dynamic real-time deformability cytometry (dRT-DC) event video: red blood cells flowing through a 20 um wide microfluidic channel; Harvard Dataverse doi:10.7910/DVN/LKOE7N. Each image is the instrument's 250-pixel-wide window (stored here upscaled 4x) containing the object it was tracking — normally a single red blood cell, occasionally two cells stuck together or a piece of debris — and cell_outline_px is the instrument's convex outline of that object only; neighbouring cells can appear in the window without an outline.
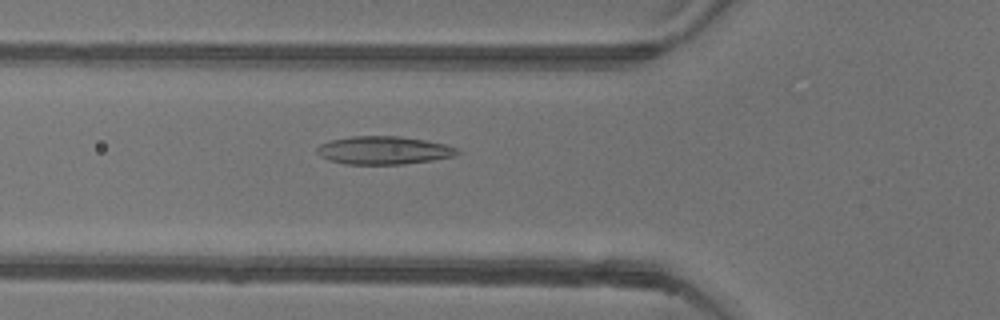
{"species": "common noctule bat (a hibernating species)", "species_latin": "Nyctalus noctula", "temperature_condition": "warm", "stored_images_in_passage": 52, "camera_frame_rate_fps": 3000, "um_per_image_px": 0.085, "animal": {"sex": "female"}, "frame": {"image": 1, "passage_image": 18, "time_ms": 5.667, "image_size_px": [1000, 320], "cell_outline_px": [[460, 152], [452, 156], [432, 160], [404, 164], [344, 164], [328, 160], [320, 156], [316, 152], [316, 148], [320, 144], [328, 140], [352, 136], [400, 136], [424, 140], [444, 144], [456, 148]], "centroid_in_image_um": [32.54, 12.77], "position_along_channel_um": 93.3, "area_um2": 22.95}}
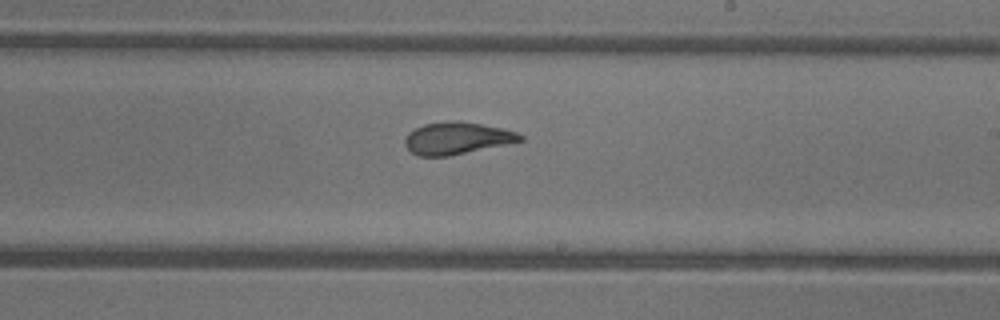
{"frame": {"image": 2, "passage_image": 30, "time_ms": 9.667, "image_size_px": [1000, 320], "cell_outline_px": [[524, 140], [448, 156], [416, 156], [404, 144], [404, 140], [408, 132], [424, 124], [452, 120], [480, 124], [500, 128], [516, 132], [524, 136]], "centroid_in_image_um": [38.8, 11.75], "position_along_channel_um": 250.2, "area_um2": 21.27}}
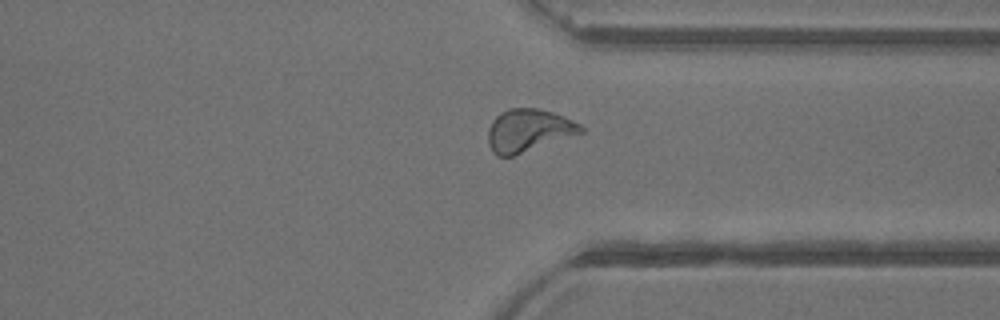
{"frame": {"image": 3, "passage_image": 39, "time_ms": 12.667, "image_size_px": [1000, 320], "cell_outline_px": [[584, 132], [512, 156], [496, 156], [492, 152], [488, 144], [488, 128], [492, 120], [500, 112], [508, 108], [540, 108], [564, 116], [580, 124], [584, 128]], "centroid_in_image_um": [44.89, 11.07], "position_along_channel_um": 366.5, "area_um2": 23.12}, "authors_computed_cell_mechanics": {"area_um2": 23.1489, "velocity_mm_per_s": 3.9131, "shape_relaxation_time_tau1_ms": 6.2055, "shape_relaxation_time_tau2_ms": 1.3106, "deformation_change_tau1": 0.1928, "deformation_change_tau2": 0.0776}}